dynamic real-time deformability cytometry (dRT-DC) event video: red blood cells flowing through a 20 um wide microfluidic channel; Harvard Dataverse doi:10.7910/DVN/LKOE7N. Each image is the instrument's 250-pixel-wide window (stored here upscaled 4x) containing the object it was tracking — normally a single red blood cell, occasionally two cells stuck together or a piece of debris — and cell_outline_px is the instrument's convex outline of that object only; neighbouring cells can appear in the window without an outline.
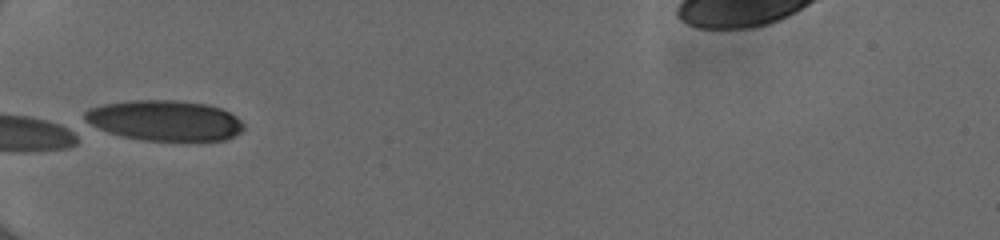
{"species": "human", "species_latin": "Homo sapiens", "temperature_condition": "cold", "stored_images_in_passage": 24, "camera_frame_rate_fps": 3000, "um_per_image_px": 0.085, "donor": {"sex": "female"}, "frame": {"image": 1, "passage_image": 1, "time_ms": 0.0, "image_size_px": [1000, 240], "cell_outline_px": [[244, 128], [240, 132], [224, 140], [144, 140], [124, 136], [108, 132], [84, 124], [84, 112], [88, 108], [104, 104], [128, 100], [176, 100], [208, 104], [220, 108], [236, 116], [244, 124]], "centroid_in_image_um": [13.94, 10.23], "position_along_channel_um": 71.1, "area_um2": 37.57}}